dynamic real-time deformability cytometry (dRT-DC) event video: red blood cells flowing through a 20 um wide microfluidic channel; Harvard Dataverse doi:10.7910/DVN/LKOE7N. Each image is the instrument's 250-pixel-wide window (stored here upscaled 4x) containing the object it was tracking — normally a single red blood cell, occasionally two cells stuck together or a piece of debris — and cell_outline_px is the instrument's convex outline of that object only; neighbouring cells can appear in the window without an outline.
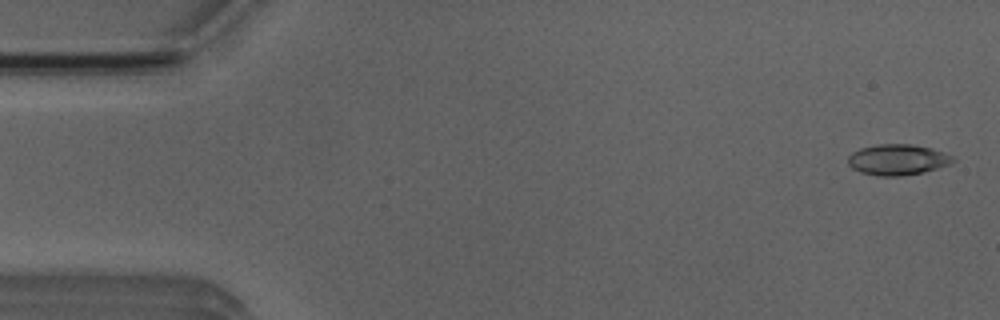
{"species": "Egyptian fruit bat (a non-hibernating species)", "species_latin": "Rousettus aegyptiacus", "temperature_condition": "room temperature", "stored_images_in_passage": 52, "camera_frame_rate_fps": 3000, "um_per_image_px": 0.085, "animal": {"sex": "male"}, "frame": {"image": 1, "passage_image": 2, "time_ms": 0.333, "image_size_px": [1000, 320], "cell_outline_px": [[956, 160], [948, 164], [936, 168], [920, 172], [900, 176], [880, 176], [860, 172], [852, 168], [848, 164], [848, 156], [852, 152], [860, 148], [880, 144], [912, 144], [932, 148], [952, 156]], "centroid_in_image_um": [76.26, 13.56], "position_along_channel_um": 8.7, "area_um2": 18.61}}
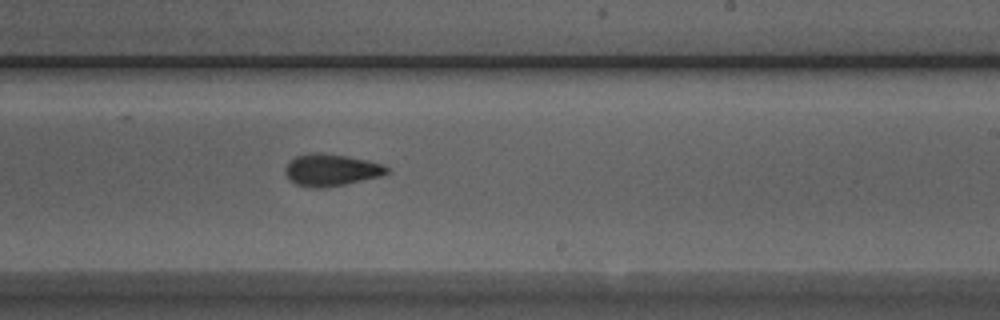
{"frame": {"image": 2, "passage_image": 31, "time_ms": 10.0, "image_size_px": [1000, 320], "cell_outline_px": [[388, 172], [380, 176], [344, 184], [320, 188], [312, 188], [296, 184], [288, 180], [284, 172], [284, 168], [288, 160], [296, 156], [308, 152], [320, 152], [348, 156], [368, 160], [384, 164], [388, 168]], "centroid_in_image_um": [28.08, 14.43], "position_along_channel_um": 260.9, "area_um2": 19.19}}
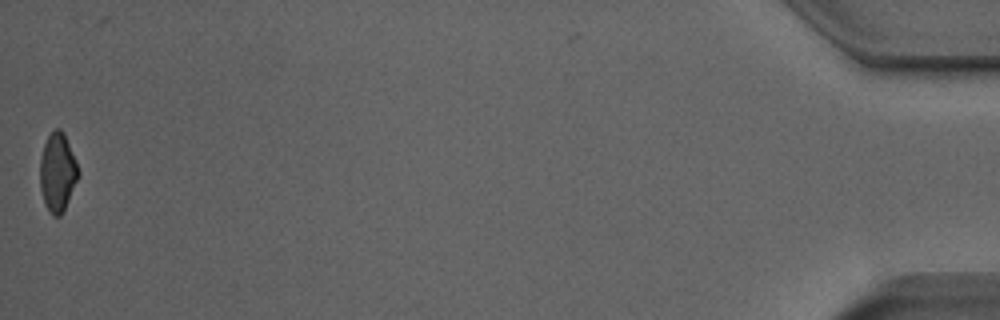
{"frame": {"image": 3, "passage_image": 52, "time_ms": 17.0, "image_size_px": [1000, 320], "cell_outline_px": [[80, 176], [60, 216], [52, 216], [44, 204], [40, 188], [40, 156], [44, 144], [48, 136], [56, 128], [60, 128], [64, 132], [76, 160], [80, 172]], "centroid_in_image_um": [4.89, 14.64], "position_along_channel_um": 430.3, "area_um2": 17.69}, "authors_computed_cell_mechanics": {"area_um2": 18.6694, "velocity_mm_per_s": 3.9237, "shape_relaxation_time_tau1_ms": 6.115, "shape_relaxation_time_tau2_ms": 2.7432, "deformation_change_tau1": 0.1616, "deformation_change_tau2": 0.0916}}